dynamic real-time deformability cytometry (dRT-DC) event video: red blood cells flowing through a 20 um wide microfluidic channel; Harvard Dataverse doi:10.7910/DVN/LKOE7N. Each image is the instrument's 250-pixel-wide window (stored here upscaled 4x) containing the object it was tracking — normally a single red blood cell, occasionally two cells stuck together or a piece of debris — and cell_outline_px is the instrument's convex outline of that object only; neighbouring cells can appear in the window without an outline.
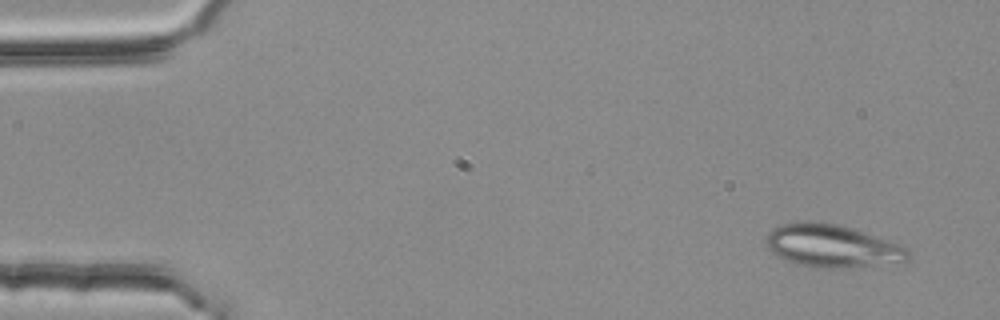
{"species": "common noctule bat (a hibernating species)", "species_latin": "Nyctalus noctula", "temperature_condition": "room temperature", "stored_images_in_passage": 3, "camera_frame_rate_fps": 3000, "um_per_image_px": 0.085, "animal": {"sex": "female", "body_mass_g": 25.1}, "frame": {"image": 1, "passage_image": 1, "time_ms": 0.0, "image_size_px": [1000, 320], "cell_outline_px": [[912, 256], [904, 264], [800, 264], [788, 260], [772, 252], [768, 248], [764, 240], [764, 236], [772, 228], [784, 224], [804, 220], [836, 224], [908, 248], [912, 252]], "centroid_in_image_um": [70.71, 20.85], "position_along_channel_um": 14.3, "area_um2": 33.58}}